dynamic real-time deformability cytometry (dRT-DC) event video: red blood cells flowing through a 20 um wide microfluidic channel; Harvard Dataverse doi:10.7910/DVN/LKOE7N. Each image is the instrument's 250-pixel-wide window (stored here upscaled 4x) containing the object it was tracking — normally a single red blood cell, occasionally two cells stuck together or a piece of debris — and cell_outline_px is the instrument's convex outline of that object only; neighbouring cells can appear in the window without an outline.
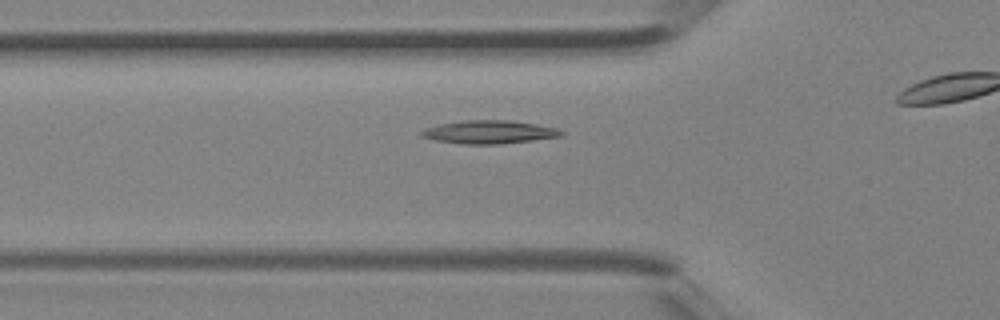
{"species": "Egyptian fruit bat (a non-hibernating species)", "species_latin": "Rousettus aegyptiacus", "temperature_condition": "room temperature", "stored_images_in_passage": 27, "camera_frame_rate_fps": 3000, "um_per_image_px": 0.085, "animal": {"sex": "female"}, "frame": {"image": 1, "passage_image": 8, "time_ms": 2.333, "image_size_px": [1000, 320], "cell_outline_px": [[564, 136], [500, 144], [460, 144], [436, 140], [420, 136], [420, 132], [424, 128], [440, 124], [464, 120], [508, 120], [536, 124], [556, 128], [564, 132]], "centroid_in_image_um": [41.57, 11.22], "position_along_channel_um": 84.2, "area_um2": 18.9}}
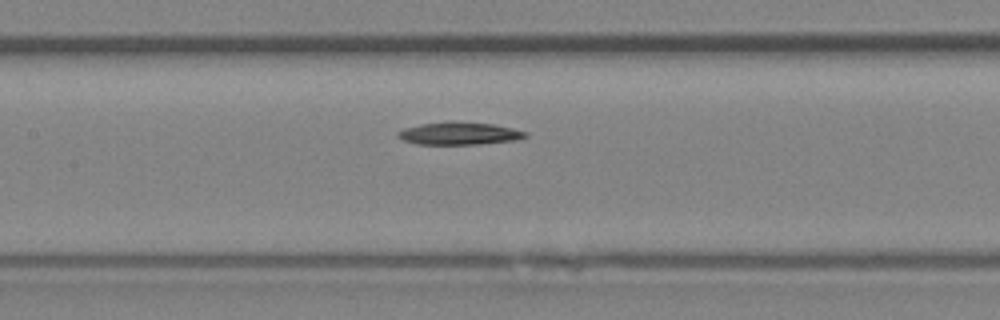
{"frame": {"image": 2, "passage_image": 13, "time_ms": 4.0, "image_size_px": [1000, 320], "cell_outline_px": [[528, 136], [520, 140], [480, 144], [416, 144], [404, 140], [396, 136], [396, 132], [404, 128], [420, 124], [492, 124], [512, 128], [528, 132]], "centroid_in_image_um": [39.08, 11.39], "position_along_channel_um": 168.3, "area_um2": 16.07}}
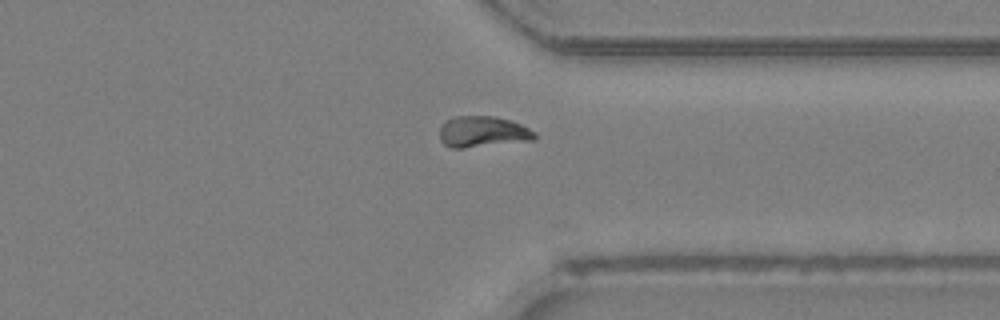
{"frame": {"image": 3, "passage_image": 25, "time_ms": 8.0, "image_size_px": [1000, 320], "cell_outline_px": [[536, 140], [464, 148], [448, 148], [440, 140], [440, 128], [444, 120], [456, 116], [492, 116], [508, 120], [520, 124], [536, 132]], "centroid_in_image_um": [41.01, 11.21], "position_along_channel_um": 370.4, "area_um2": 17.34}}